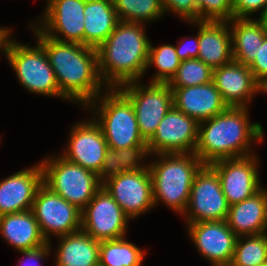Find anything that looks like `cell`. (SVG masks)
Wrapping results in <instances>:
<instances>
[{"mask_svg": "<svg viewBox=\"0 0 267 266\" xmlns=\"http://www.w3.org/2000/svg\"><path fill=\"white\" fill-rule=\"evenodd\" d=\"M29 24L36 36V42L46 52L59 91L67 100L83 109L107 89L99 74L95 48L54 40L42 33L33 23Z\"/></svg>", "mask_w": 267, "mask_h": 266, "instance_id": "1", "label": "cell"}, {"mask_svg": "<svg viewBox=\"0 0 267 266\" xmlns=\"http://www.w3.org/2000/svg\"><path fill=\"white\" fill-rule=\"evenodd\" d=\"M248 107H228L224 112L198 124L194 153L204 165L255 154L252 145L264 140L259 122H250Z\"/></svg>", "mask_w": 267, "mask_h": 266, "instance_id": "2", "label": "cell"}, {"mask_svg": "<svg viewBox=\"0 0 267 266\" xmlns=\"http://www.w3.org/2000/svg\"><path fill=\"white\" fill-rule=\"evenodd\" d=\"M145 30L144 24L120 21L96 49L99 74L107 88H119L145 76L151 42Z\"/></svg>", "mask_w": 267, "mask_h": 266, "instance_id": "3", "label": "cell"}, {"mask_svg": "<svg viewBox=\"0 0 267 266\" xmlns=\"http://www.w3.org/2000/svg\"><path fill=\"white\" fill-rule=\"evenodd\" d=\"M154 161L148 162L152 179L155 207L164 203L179 215L184 214L192 183L204 166L195 153L154 154Z\"/></svg>", "mask_w": 267, "mask_h": 266, "instance_id": "4", "label": "cell"}, {"mask_svg": "<svg viewBox=\"0 0 267 266\" xmlns=\"http://www.w3.org/2000/svg\"><path fill=\"white\" fill-rule=\"evenodd\" d=\"M84 109L90 110L101 127L109 148L147 146L140 135L132 102L119 88H107Z\"/></svg>", "mask_w": 267, "mask_h": 266, "instance_id": "5", "label": "cell"}, {"mask_svg": "<svg viewBox=\"0 0 267 266\" xmlns=\"http://www.w3.org/2000/svg\"><path fill=\"white\" fill-rule=\"evenodd\" d=\"M10 34L3 54L16 74L22 87L30 93L67 100L59 91L56 77L44 48L17 42Z\"/></svg>", "mask_w": 267, "mask_h": 266, "instance_id": "6", "label": "cell"}, {"mask_svg": "<svg viewBox=\"0 0 267 266\" xmlns=\"http://www.w3.org/2000/svg\"><path fill=\"white\" fill-rule=\"evenodd\" d=\"M40 163L43 183L80 210L103 186L96 173L66 160L60 154L47 156Z\"/></svg>", "mask_w": 267, "mask_h": 266, "instance_id": "7", "label": "cell"}, {"mask_svg": "<svg viewBox=\"0 0 267 266\" xmlns=\"http://www.w3.org/2000/svg\"><path fill=\"white\" fill-rule=\"evenodd\" d=\"M119 89L132 102L140 135L147 142L173 106L170 85L149 82V85L145 86V83L134 81L120 86Z\"/></svg>", "mask_w": 267, "mask_h": 266, "instance_id": "8", "label": "cell"}, {"mask_svg": "<svg viewBox=\"0 0 267 266\" xmlns=\"http://www.w3.org/2000/svg\"><path fill=\"white\" fill-rule=\"evenodd\" d=\"M229 205L222 192L218 174L210 165H204L192 183L185 216L186 224L205 221H223Z\"/></svg>", "mask_w": 267, "mask_h": 266, "instance_id": "9", "label": "cell"}, {"mask_svg": "<svg viewBox=\"0 0 267 266\" xmlns=\"http://www.w3.org/2000/svg\"><path fill=\"white\" fill-rule=\"evenodd\" d=\"M31 210L47 242H51L53 235L65 236L81 230V210L44 183L36 193Z\"/></svg>", "mask_w": 267, "mask_h": 266, "instance_id": "10", "label": "cell"}, {"mask_svg": "<svg viewBox=\"0 0 267 266\" xmlns=\"http://www.w3.org/2000/svg\"><path fill=\"white\" fill-rule=\"evenodd\" d=\"M129 221L103 186L81 210V229L100 242L125 237Z\"/></svg>", "mask_w": 267, "mask_h": 266, "instance_id": "11", "label": "cell"}, {"mask_svg": "<svg viewBox=\"0 0 267 266\" xmlns=\"http://www.w3.org/2000/svg\"><path fill=\"white\" fill-rule=\"evenodd\" d=\"M103 187L131 220L155 208L149 168L112 176Z\"/></svg>", "mask_w": 267, "mask_h": 266, "instance_id": "12", "label": "cell"}, {"mask_svg": "<svg viewBox=\"0 0 267 266\" xmlns=\"http://www.w3.org/2000/svg\"><path fill=\"white\" fill-rule=\"evenodd\" d=\"M85 0H46L38 22L33 24L46 36L84 45Z\"/></svg>", "mask_w": 267, "mask_h": 266, "instance_id": "13", "label": "cell"}, {"mask_svg": "<svg viewBox=\"0 0 267 266\" xmlns=\"http://www.w3.org/2000/svg\"><path fill=\"white\" fill-rule=\"evenodd\" d=\"M257 158V154H252L222 159L210 164L218 174L222 192L229 206L253 196L261 189L262 183L257 167L260 159Z\"/></svg>", "mask_w": 267, "mask_h": 266, "instance_id": "14", "label": "cell"}, {"mask_svg": "<svg viewBox=\"0 0 267 266\" xmlns=\"http://www.w3.org/2000/svg\"><path fill=\"white\" fill-rule=\"evenodd\" d=\"M198 124L193 118L172 106L154 135L147 141L150 156L194 153L198 141Z\"/></svg>", "mask_w": 267, "mask_h": 266, "instance_id": "15", "label": "cell"}, {"mask_svg": "<svg viewBox=\"0 0 267 266\" xmlns=\"http://www.w3.org/2000/svg\"><path fill=\"white\" fill-rule=\"evenodd\" d=\"M187 233L193 245L211 266H229L232 262L237 235L226 220L189 223Z\"/></svg>", "mask_w": 267, "mask_h": 266, "instance_id": "16", "label": "cell"}, {"mask_svg": "<svg viewBox=\"0 0 267 266\" xmlns=\"http://www.w3.org/2000/svg\"><path fill=\"white\" fill-rule=\"evenodd\" d=\"M69 133L68 147L59 154L66 160L98 174L108 148L101 127L90 118L75 123Z\"/></svg>", "mask_w": 267, "mask_h": 266, "instance_id": "17", "label": "cell"}, {"mask_svg": "<svg viewBox=\"0 0 267 266\" xmlns=\"http://www.w3.org/2000/svg\"><path fill=\"white\" fill-rule=\"evenodd\" d=\"M42 184L43 169L40 162L2 179L0 216L31 210L36 193Z\"/></svg>", "mask_w": 267, "mask_h": 266, "instance_id": "18", "label": "cell"}, {"mask_svg": "<svg viewBox=\"0 0 267 266\" xmlns=\"http://www.w3.org/2000/svg\"><path fill=\"white\" fill-rule=\"evenodd\" d=\"M212 81L228 107H249L261 85L248 66L235 60L213 69Z\"/></svg>", "mask_w": 267, "mask_h": 266, "instance_id": "19", "label": "cell"}, {"mask_svg": "<svg viewBox=\"0 0 267 266\" xmlns=\"http://www.w3.org/2000/svg\"><path fill=\"white\" fill-rule=\"evenodd\" d=\"M171 89L173 106L193 118L197 123L206 121L228 108L213 81L196 86Z\"/></svg>", "mask_w": 267, "mask_h": 266, "instance_id": "20", "label": "cell"}, {"mask_svg": "<svg viewBox=\"0 0 267 266\" xmlns=\"http://www.w3.org/2000/svg\"><path fill=\"white\" fill-rule=\"evenodd\" d=\"M199 51L197 59L212 69L233 60L232 37L228 22L199 21Z\"/></svg>", "mask_w": 267, "mask_h": 266, "instance_id": "21", "label": "cell"}, {"mask_svg": "<svg viewBox=\"0 0 267 266\" xmlns=\"http://www.w3.org/2000/svg\"><path fill=\"white\" fill-rule=\"evenodd\" d=\"M226 222L238 237L267 233V199L262 188L253 196L229 206Z\"/></svg>", "mask_w": 267, "mask_h": 266, "instance_id": "22", "label": "cell"}, {"mask_svg": "<svg viewBox=\"0 0 267 266\" xmlns=\"http://www.w3.org/2000/svg\"><path fill=\"white\" fill-rule=\"evenodd\" d=\"M0 235L17 251L37 248L48 243L32 210L0 216Z\"/></svg>", "mask_w": 267, "mask_h": 266, "instance_id": "23", "label": "cell"}, {"mask_svg": "<svg viewBox=\"0 0 267 266\" xmlns=\"http://www.w3.org/2000/svg\"><path fill=\"white\" fill-rule=\"evenodd\" d=\"M58 238L54 266H99L100 241L82 229Z\"/></svg>", "mask_w": 267, "mask_h": 266, "instance_id": "24", "label": "cell"}, {"mask_svg": "<svg viewBox=\"0 0 267 266\" xmlns=\"http://www.w3.org/2000/svg\"><path fill=\"white\" fill-rule=\"evenodd\" d=\"M228 24L232 37L233 60L249 66L257 57L267 31L258 18H232Z\"/></svg>", "mask_w": 267, "mask_h": 266, "instance_id": "25", "label": "cell"}, {"mask_svg": "<svg viewBox=\"0 0 267 266\" xmlns=\"http://www.w3.org/2000/svg\"><path fill=\"white\" fill-rule=\"evenodd\" d=\"M84 45L97 49L120 22L113 1L85 0Z\"/></svg>", "mask_w": 267, "mask_h": 266, "instance_id": "26", "label": "cell"}, {"mask_svg": "<svg viewBox=\"0 0 267 266\" xmlns=\"http://www.w3.org/2000/svg\"><path fill=\"white\" fill-rule=\"evenodd\" d=\"M147 156L150 157L147 146L126 147L122 149L108 147L97 176L103 183L108 178L119 175L122 172L148 168V163L144 162Z\"/></svg>", "mask_w": 267, "mask_h": 266, "instance_id": "27", "label": "cell"}, {"mask_svg": "<svg viewBox=\"0 0 267 266\" xmlns=\"http://www.w3.org/2000/svg\"><path fill=\"white\" fill-rule=\"evenodd\" d=\"M120 239L100 242L99 266H143L146 250L134 243Z\"/></svg>", "mask_w": 267, "mask_h": 266, "instance_id": "28", "label": "cell"}, {"mask_svg": "<svg viewBox=\"0 0 267 266\" xmlns=\"http://www.w3.org/2000/svg\"><path fill=\"white\" fill-rule=\"evenodd\" d=\"M113 4L122 22L146 25L165 15L160 0H113Z\"/></svg>", "mask_w": 267, "mask_h": 266, "instance_id": "29", "label": "cell"}, {"mask_svg": "<svg viewBox=\"0 0 267 266\" xmlns=\"http://www.w3.org/2000/svg\"><path fill=\"white\" fill-rule=\"evenodd\" d=\"M181 60L176 53L175 45L163 44L154 47L150 42L146 71L155 67L157 72L151 77V83H169L176 75Z\"/></svg>", "mask_w": 267, "mask_h": 266, "instance_id": "30", "label": "cell"}, {"mask_svg": "<svg viewBox=\"0 0 267 266\" xmlns=\"http://www.w3.org/2000/svg\"><path fill=\"white\" fill-rule=\"evenodd\" d=\"M267 262V233L237 237L229 266H259Z\"/></svg>", "mask_w": 267, "mask_h": 266, "instance_id": "31", "label": "cell"}, {"mask_svg": "<svg viewBox=\"0 0 267 266\" xmlns=\"http://www.w3.org/2000/svg\"><path fill=\"white\" fill-rule=\"evenodd\" d=\"M213 69L199 59L181 61L176 75L168 83L170 88H182L210 83Z\"/></svg>", "mask_w": 267, "mask_h": 266, "instance_id": "32", "label": "cell"}, {"mask_svg": "<svg viewBox=\"0 0 267 266\" xmlns=\"http://www.w3.org/2000/svg\"><path fill=\"white\" fill-rule=\"evenodd\" d=\"M232 18V0H198V21L228 22Z\"/></svg>", "mask_w": 267, "mask_h": 266, "instance_id": "33", "label": "cell"}, {"mask_svg": "<svg viewBox=\"0 0 267 266\" xmlns=\"http://www.w3.org/2000/svg\"><path fill=\"white\" fill-rule=\"evenodd\" d=\"M164 12L177 15L186 22L198 21V0H160Z\"/></svg>", "mask_w": 267, "mask_h": 266, "instance_id": "34", "label": "cell"}, {"mask_svg": "<svg viewBox=\"0 0 267 266\" xmlns=\"http://www.w3.org/2000/svg\"><path fill=\"white\" fill-rule=\"evenodd\" d=\"M233 18H251L258 12L259 17L267 7V0H232Z\"/></svg>", "mask_w": 267, "mask_h": 266, "instance_id": "35", "label": "cell"}, {"mask_svg": "<svg viewBox=\"0 0 267 266\" xmlns=\"http://www.w3.org/2000/svg\"><path fill=\"white\" fill-rule=\"evenodd\" d=\"M252 71L254 79L263 86L267 83V32L262 46L259 48L257 57L248 66Z\"/></svg>", "mask_w": 267, "mask_h": 266, "instance_id": "36", "label": "cell"}, {"mask_svg": "<svg viewBox=\"0 0 267 266\" xmlns=\"http://www.w3.org/2000/svg\"><path fill=\"white\" fill-rule=\"evenodd\" d=\"M191 25H197L198 34L191 39L190 36L183 37L184 40H179L178 45L175 46L176 53L181 61L188 59H197L199 51V21L190 22Z\"/></svg>", "mask_w": 267, "mask_h": 266, "instance_id": "37", "label": "cell"}, {"mask_svg": "<svg viewBox=\"0 0 267 266\" xmlns=\"http://www.w3.org/2000/svg\"><path fill=\"white\" fill-rule=\"evenodd\" d=\"M51 245H52L51 242H48L37 248L28 249L25 251H18V253L24 255V259L26 261L20 259L18 261V264H16V266H41L40 264L45 258H48V256H52L50 255L52 254L50 253L52 251L51 249H53L51 248Z\"/></svg>", "mask_w": 267, "mask_h": 266, "instance_id": "38", "label": "cell"}, {"mask_svg": "<svg viewBox=\"0 0 267 266\" xmlns=\"http://www.w3.org/2000/svg\"><path fill=\"white\" fill-rule=\"evenodd\" d=\"M11 31H13V29L10 28H6L4 27H0V51L3 52L4 49V45L6 42L7 37L12 33Z\"/></svg>", "mask_w": 267, "mask_h": 266, "instance_id": "39", "label": "cell"}, {"mask_svg": "<svg viewBox=\"0 0 267 266\" xmlns=\"http://www.w3.org/2000/svg\"><path fill=\"white\" fill-rule=\"evenodd\" d=\"M258 19L263 23L264 29L267 31V7L264 10V13L258 17Z\"/></svg>", "mask_w": 267, "mask_h": 266, "instance_id": "40", "label": "cell"}, {"mask_svg": "<svg viewBox=\"0 0 267 266\" xmlns=\"http://www.w3.org/2000/svg\"><path fill=\"white\" fill-rule=\"evenodd\" d=\"M261 92H262V94L267 95V83H265L263 86H261Z\"/></svg>", "mask_w": 267, "mask_h": 266, "instance_id": "41", "label": "cell"}, {"mask_svg": "<svg viewBox=\"0 0 267 266\" xmlns=\"http://www.w3.org/2000/svg\"><path fill=\"white\" fill-rule=\"evenodd\" d=\"M261 188L264 191V193L266 194V199H267V188H264L263 185H261Z\"/></svg>", "mask_w": 267, "mask_h": 266, "instance_id": "42", "label": "cell"}, {"mask_svg": "<svg viewBox=\"0 0 267 266\" xmlns=\"http://www.w3.org/2000/svg\"><path fill=\"white\" fill-rule=\"evenodd\" d=\"M259 266H267V262L260 264Z\"/></svg>", "mask_w": 267, "mask_h": 266, "instance_id": "43", "label": "cell"}]
</instances>
